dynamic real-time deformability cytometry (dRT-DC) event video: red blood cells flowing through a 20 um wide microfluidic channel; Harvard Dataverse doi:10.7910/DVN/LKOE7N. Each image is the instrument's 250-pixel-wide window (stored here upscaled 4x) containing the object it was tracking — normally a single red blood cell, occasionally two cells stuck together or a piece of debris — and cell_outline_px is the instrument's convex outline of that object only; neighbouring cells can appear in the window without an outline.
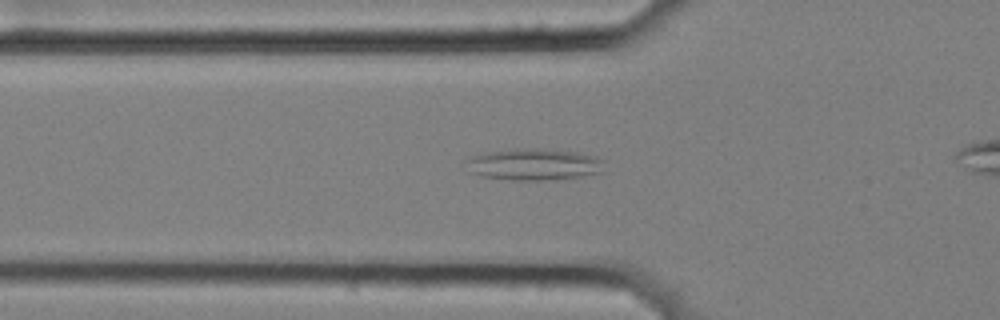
{"species": "common noctule bat (a hibernating species)", "species_latin": "Nyctalus noctula", "temperature_condition": "cold", "stored_images_in_passage": 46, "camera_frame_rate_fps": 3000, "um_per_image_px": 0.085, "animal": {"sex": "female", "body_mass_g": 25.1}, "frame": {"image": 1, "passage_image": 16, "time_ms": 5.0, "image_size_px": [1000, 320], "cell_outline_px": [[604, 172], [580, 176], [540, 180], [512, 180], [480, 176], [468, 172], [464, 160], [468, 156], [488, 152], [516, 148], [532, 148], [572, 152], [596, 156], [604, 160]], "centroid_in_image_um": [45.31, 13.97], "position_along_channel_um": 80.5, "area_um2": 25.61}}
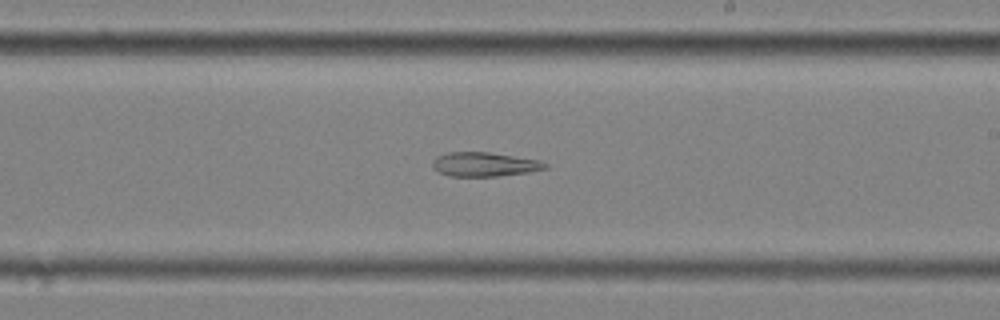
{"frame": {"image": 2, "passage_image": 30, "time_ms": 9.667, "image_size_px": [1000, 320], "cell_outline_px": [[548, 168], [528, 172], [496, 176], [452, 176], [440, 172], [432, 168], [432, 160], [436, 156], [448, 152], [488, 152], [540, 160], [548, 164]], "centroid_in_image_um": [41.16, 13.96], "position_along_channel_um": 247.8, "area_um2": 15.84}}
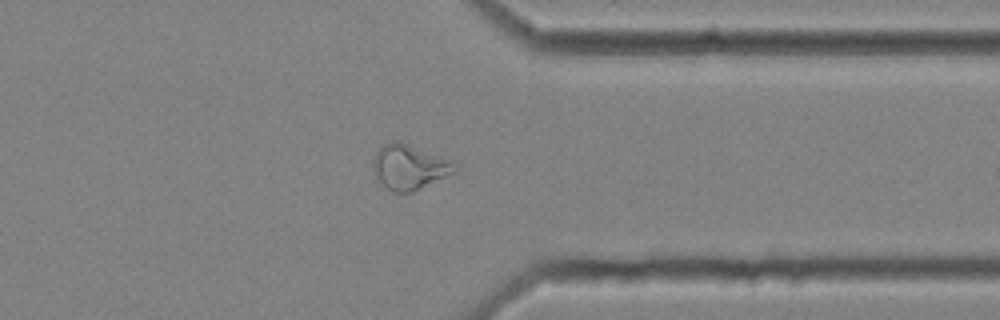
{"frame": {"image": 3, "passage_image": 41, "time_ms": 13.333, "image_size_px": [1000, 320], "cell_outline_px": [[456, 172], [412, 192], [392, 192], [376, 176], [372, 168], [372, 160], [376, 152], [384, 144], [392, 140], [396, 140], [452, 160]], "centroid_in_image_um": [34.77, 14.19], "position_along_channel_um": 376.6, "area_um2": 21.04}}